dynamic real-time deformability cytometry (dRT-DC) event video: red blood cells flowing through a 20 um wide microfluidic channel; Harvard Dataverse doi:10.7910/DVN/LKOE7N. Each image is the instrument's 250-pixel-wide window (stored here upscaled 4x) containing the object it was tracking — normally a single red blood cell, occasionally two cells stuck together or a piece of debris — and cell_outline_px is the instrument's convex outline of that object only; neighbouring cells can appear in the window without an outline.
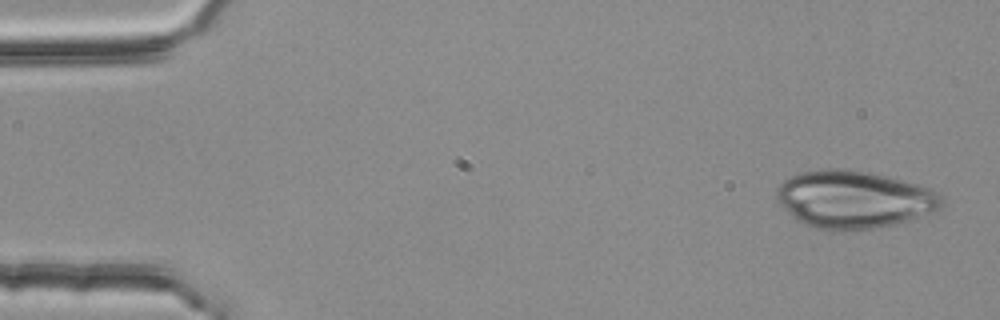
{"species": "common noctule bat (a hibernating species)", "species_latin": "Nyctalus noctula", "temperature_condition": "room temperature", "stored_images_in_passage": 4, "camera_frame_rate_fps": 3000, "um_per_image_px": 0.085, "animal": {"sex": "female", "body_mass_g": 25.1}, "frame": {"image": 1, "passage_image": 1, "time_ms": 0.0, "image_size_px": [1000, 320], "cell_outline_px": [[944, 204], [940, 208], [932, 212], [896, 224], [872, 228], [840, 232], [832, 232], [816, 228], [796, 220], [776, 200], [776, 188], [788, 176], [800, 172], [828, 168], [844, 168], [868, 172], [888, 176], [904, 180], [932, 188], [944, 200]], "centroid_in_image_um": [72.56, 16.95], "position_along_channel_um": 12.4, "area_um2": 55.95}}